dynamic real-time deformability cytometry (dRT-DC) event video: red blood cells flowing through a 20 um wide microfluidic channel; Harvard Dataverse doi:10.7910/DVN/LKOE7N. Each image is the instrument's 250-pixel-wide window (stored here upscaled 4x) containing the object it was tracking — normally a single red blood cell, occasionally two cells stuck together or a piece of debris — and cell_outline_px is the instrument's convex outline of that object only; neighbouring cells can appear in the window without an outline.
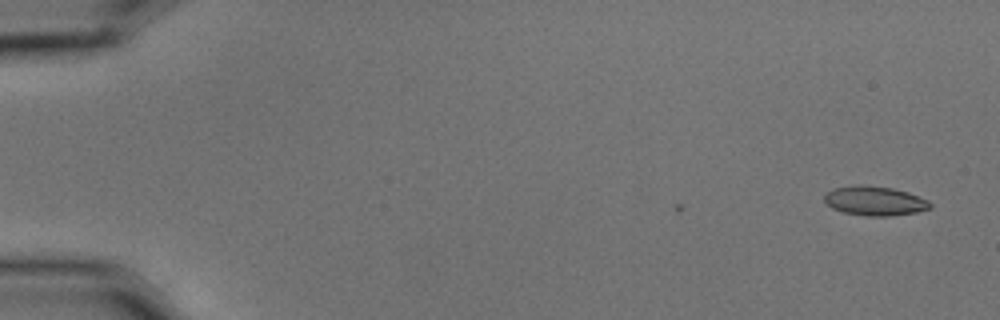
{"species": "common noctule bat (a hibernating species)", "species_latin": "Nyctalus noctula", "temperature_condition": "cold", "stored_images_in_passage": 7, "camera_frame_rate_fps": 3000, "um_per_image_px": 0.085, "animal": {"sex": "male", "body_mass_g": 15.6}, "frame": {"image": 1, "passage_image": 1, "time_ms": 0.0, "image_size_px": [1000, 320], "cell_outline_px": [[932, 208], [916, 212], [888, 216], [868, 216], [844, 212], [832, 208], [824, 200], [824, 196], [832, 188], [860, 184], [892, 188], [908, 192], [928, 200], [932, 204]], "centroid_in_image_um": [74.36, 17.07], "position_along_channel_um": 10.6, "area_um2": 18.03}}